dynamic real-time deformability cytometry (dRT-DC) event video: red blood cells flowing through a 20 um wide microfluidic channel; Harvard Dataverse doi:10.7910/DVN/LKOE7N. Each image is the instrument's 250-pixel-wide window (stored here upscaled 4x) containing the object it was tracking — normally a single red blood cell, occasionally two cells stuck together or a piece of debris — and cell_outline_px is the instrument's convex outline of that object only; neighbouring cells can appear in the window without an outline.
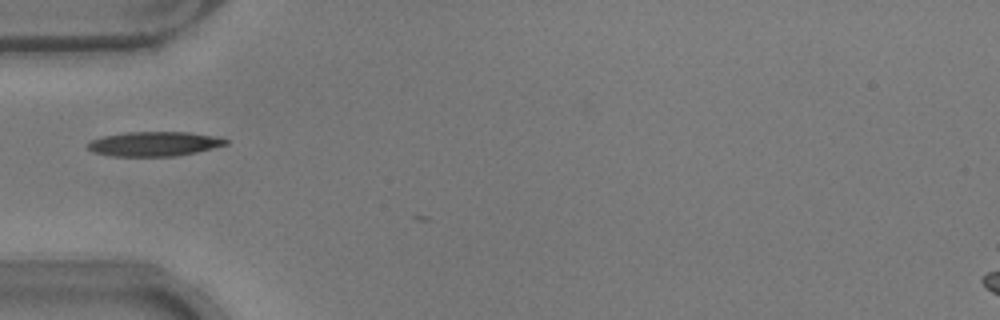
{"species": "common noctule bat (a hibernating species)", "species_latin": "Nyctalus noctula", "temperature_condition": "warm", "stored_images_in_passage": 12, "camera_frame_rate_fps": 3000, "um_per_image_px": 0.085, "animal": {"sex": "male", "body_mass_g": 17.9}, "frame": {"image": 1, "passage_image": 1, "time_ms": 0.0, "image_size_px": [1000, 320], "cell_outline_px": [[228, 144], [196, 152], [176, 156], [112, 156], [92, 152], [84, 144], [88, 140], [104, 136], [128, 132], [188, 132], [220, 136], [228, 140]], "centroid_in_image_um": [13.09, 12.22], "position_along_channel_um": 71.9, "area_um2": 19.94}}
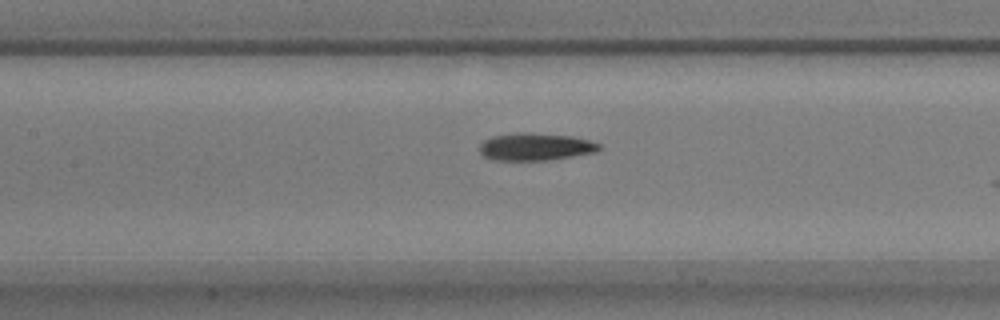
{"frame": {"image": 2, "passage_image": 8, "time_ms": 2.333, "image_size_px": [1000, 320], "cell_outline_px": [[600, 148], [596, 152], [548, 160], [496, 160], [484, 156], [480, 152], [480, 144], [484, 140], [492, 136], [516, 132], [524, 132], [572, 136], [588, 140], [600, 144]], "centroid_in_image_um": [45.49, 12.47], "position_along_channel_um": 161.9, "area_um2": 19.02}}
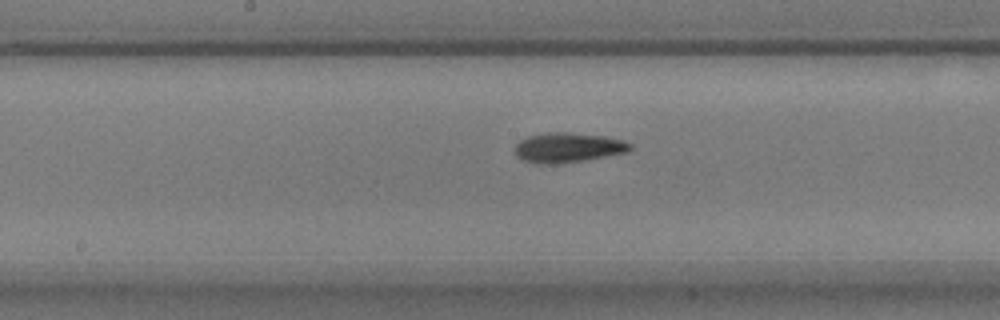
{"frame": {"image": 3, "passage_image": 11, "time_ms": 3.333, "image_size_px": [1000, 320], "cell_outline_px": [[632, 148], [628, 152], [584, 160], [556, 164], [536, 164], [524, 160], [516, 156], [516, 144], [520, 140], [528, 136], [548, 132], [568, 132], [604, 136], [624, 140], [632, 144]], "centroid_in_image_um": [48.29, 12.54], "position_along_channel_um": 199.9, "area_um2": 20.06}}